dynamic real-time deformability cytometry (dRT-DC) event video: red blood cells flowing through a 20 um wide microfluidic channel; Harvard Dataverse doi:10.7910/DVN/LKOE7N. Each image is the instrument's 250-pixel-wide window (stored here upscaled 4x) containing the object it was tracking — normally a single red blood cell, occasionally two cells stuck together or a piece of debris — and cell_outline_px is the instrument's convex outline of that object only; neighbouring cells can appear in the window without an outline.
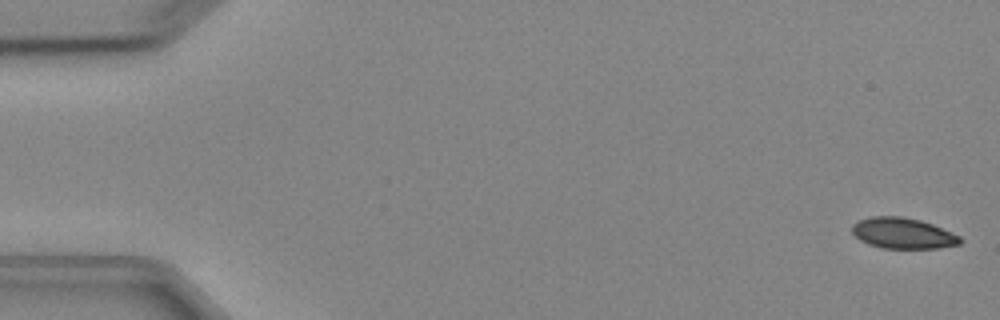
{"species": "Egyptian fruit bat (a non-hibernating species)", "species_latin": "Rousettus aegyptiacus", "temperature_condition": "cold", "stored_images_in_passage": 4, "camera_frame_rate_fps": 3000, "um_per_image_px": 0.085, "animal": {"sex": "female"}, "frame": {"image": 1, "passage_image": 1, "time_ms": 0.0, "image_size_px": [1000, 320], "cell_outline_px": [[964, 240], [960, 244], [936, 248], [880, 248], [868, 244], [860, 240], [852, 232], [852, 224], [860, 220], [872, 216], [900, 216], [920, 220], [932, 224], [960, 236]], "centroid_in_image_um": [76.74, 19.83], "position_along_channel_um": 8.3, "area_um2": 19.36}}
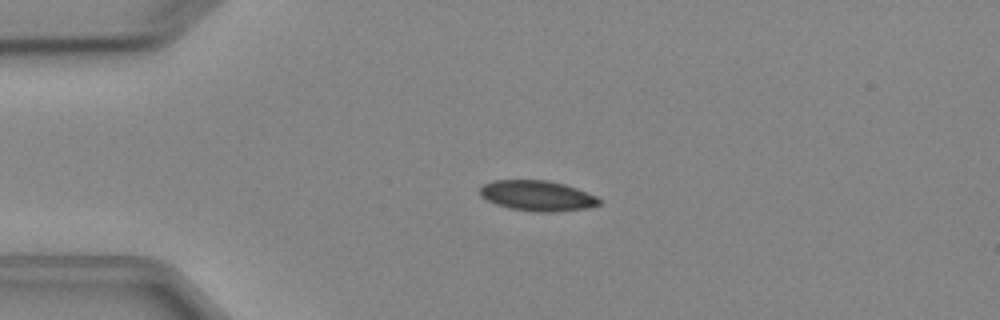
{"frame": {"image": 2, "passage_image": 4, "time_ms": 3.667, "image_size_px": [1000, 320], "cell_outline_px": [[600, 204], [588, 208], [556, 212], [536, 212], [508, 208], [496, 204], [480, 196], [480, 188], [484, 184], [492, 180], [548, 180], [564, 184], [576, 188], [596, 196], [600, 200]], "centroid_in_image_um": [45.66, 16.64], "position_along_channel_um": 39.3, "area_um2": 21.15}}